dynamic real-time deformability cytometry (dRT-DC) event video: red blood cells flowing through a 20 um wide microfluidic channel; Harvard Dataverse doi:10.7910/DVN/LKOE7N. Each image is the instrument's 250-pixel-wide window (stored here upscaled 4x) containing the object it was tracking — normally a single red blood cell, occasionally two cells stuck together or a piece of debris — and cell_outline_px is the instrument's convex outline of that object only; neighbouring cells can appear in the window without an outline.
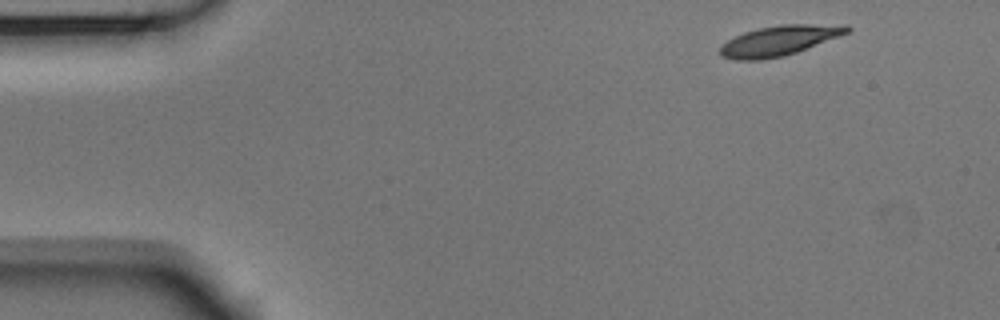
{"species": "Egyptian fruit bat (a non-hibernating species)", "species_latin": "Rousettus aegyptiacus", "temperature_condition": "room temperature", "stored_images_in_passage": 4, "camera_frame_rate_fps": 3000, "um_per_image_px": 0.085, "animal": {"sex": "male"}, "frame": {"image": 1, "passage_image": 1, "time_ms": 0.0, "image_size_px": [1000, 320], "cell_outline_px": [[852, 28], [848, 32], [840, 36], [796, 52], [784, 56], [760, 60], [736, 60], [720, 56], [720, 48], [728, 40], [744, 32], [756, 28], [780, 24], [848, 24]], "centroid_in_image_um": [66.26, 3.44], "position_along_channel_um": 18.7, "area_um2": 22.31}}
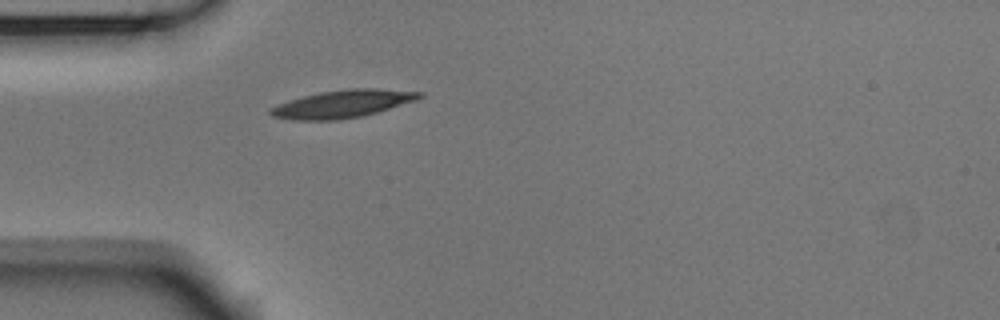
{"frame": {"image": 2, "passage_image": 4, "time_ms": 1.0, "image_size_px": [1000, 320], "cell_outline_px": [[424, 96], [416, 100], [376, 112], [360, 116], [336, 120], [292, 120], [272, 116], [268, 112], [268, 108], [288, 100], [320, 92], [348, 88], [376, 88], [424, 92]], "centroid_in_image_um": [29.1, 8.82], "position_along_channel_um": 55.9, "area_um2": 23.99}}